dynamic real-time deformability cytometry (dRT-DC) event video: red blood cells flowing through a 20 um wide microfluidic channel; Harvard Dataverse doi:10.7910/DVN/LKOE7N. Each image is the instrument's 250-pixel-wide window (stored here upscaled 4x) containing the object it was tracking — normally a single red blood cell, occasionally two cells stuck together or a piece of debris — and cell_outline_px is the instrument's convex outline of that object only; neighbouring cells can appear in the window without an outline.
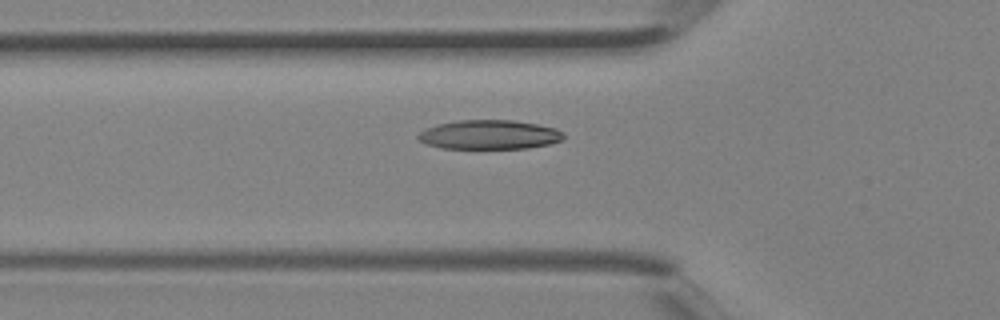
{"species": "Egyptian fruit bat (a non-hibernating species)", "species_latin": "Rousettus aegyptiacus", "temperature_condition": "room temperature", "stored_images_in_passage": 4, "camera_frame_rate_fps": 3000, "um_per_image_px": 0.085, "animal": {"sex": "female"}, "frame": {"image": 1, "passage_image": 4, "time_ms": 1.0, "image_size_px": [1000, 320], "cell_outline_px": [[564, 140], [548, 144], [528, 148], [440, 148], [428, 144], [420, 140], [416, 136], [424, 128], [436, 124], [456, 120], [512, 120], [536, 124], [556, 128], [564, 132]], "centroid_in_image_um": [41.59, 11.44], "position_along_channel_um": 84.2, "area_um2": 24.85}}